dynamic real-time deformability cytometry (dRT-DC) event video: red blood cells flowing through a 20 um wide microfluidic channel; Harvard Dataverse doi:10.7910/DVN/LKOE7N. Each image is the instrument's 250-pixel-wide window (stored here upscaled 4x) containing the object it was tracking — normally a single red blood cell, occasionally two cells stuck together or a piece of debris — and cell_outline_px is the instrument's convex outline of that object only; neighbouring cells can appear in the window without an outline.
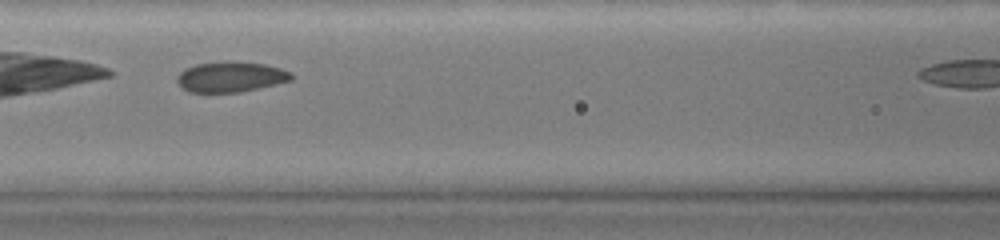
{"species": "common noctule bat (a hibernating species)", "species_latin": "Nyctalus noctula", "temperature_condition": "warm", "stored_images_in_passage": 59, "camera_frame_rate_fps": 3000, "um_per_image_px": 0.085, "animal": {"sex": "female", "body_mass_g": 19.0, "forearm_length_mm": 51.5}, "frame": {"image": 1, "passage_image": 17, "time_ms": 3.0, "image_size_px": [1000, 240], "cell_outline_px": [[292, 80], [276, 84], [240, 92], [188, 92], [176, 80], [176, 76], [184, 68], [196, 64], [264, 64], [280, 68], [292, 72]], "centroid_in_image_um": [19.6, 6.58], "position_along_channel_um": 147.0, "area_um2": 19.36}}